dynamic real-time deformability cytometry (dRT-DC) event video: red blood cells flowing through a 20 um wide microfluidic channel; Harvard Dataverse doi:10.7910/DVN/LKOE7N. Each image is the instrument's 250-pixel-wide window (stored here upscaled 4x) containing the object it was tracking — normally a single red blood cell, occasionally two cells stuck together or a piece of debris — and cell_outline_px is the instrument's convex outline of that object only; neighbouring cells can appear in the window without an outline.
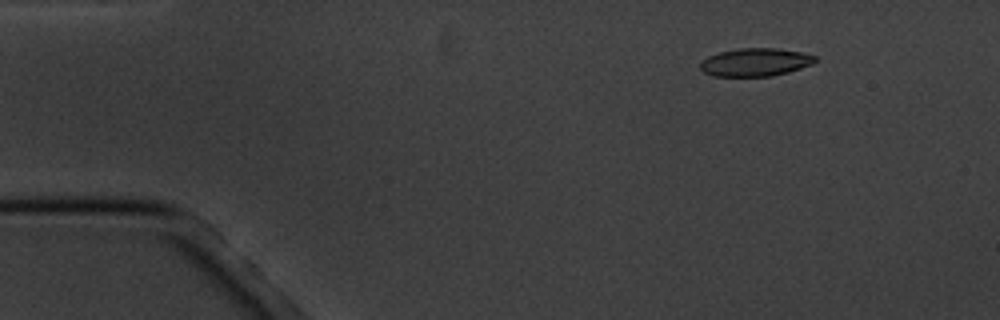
{"species": "common noctule bat (a hibernating species)", "species_latin": "Nyctalus noctula", "temperature_condition": "cold", "stored_images_in_passage": 5, "camera_frame_rate_fps": 3000, "um_per_image_px": 0.085, "animal": {"sex": "male", "body_mass_g": 20.1, "forearm_length_mm": 53.5}, "frame": {"image": 1, "passage_image": 2, "time_ms": 1.333, "image_size_px": [1000, 320], "cell_outline_px": [[816, 60], [812, 64], [788, 72], [772, 76], [712, 76], [704, 72], [700, 68], [700, 60], [708, 56], [720, 52], [740, 48], [780, 48], [800, 52], [816, 56]], "centroid_in_image_um": [64.18, 5.28], "position_along_channel_um": 20.8, "area_um2": 18.79}}